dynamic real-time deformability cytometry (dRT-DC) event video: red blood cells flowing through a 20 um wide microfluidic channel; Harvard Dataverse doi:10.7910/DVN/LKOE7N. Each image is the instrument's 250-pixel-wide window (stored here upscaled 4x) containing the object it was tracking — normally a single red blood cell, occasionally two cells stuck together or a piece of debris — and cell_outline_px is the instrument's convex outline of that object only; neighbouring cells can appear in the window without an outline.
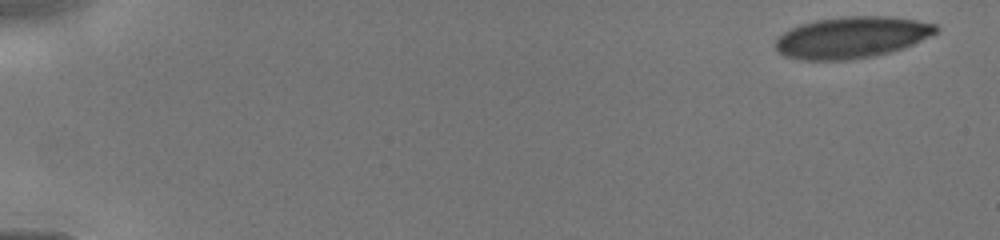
{"species": "human", "species_latin": "Homo sapiens", "temperature_condition": "cold", "stored_images_in_passage": 43, "camera_frame_rate_fps": 3000, "um_per_image_px": 0.085, "donor": {"sex": "male"}, "frame": {"image": 1, "passage_image": 1, "time_ms": 0.0, "image_size_px": [1000, 240], "cell_outline_px": [[940, 28], [936, 32], [904, 48], [892, 52], [872, 56], [848, 60], [800, 60], [784, 56], [776, 52], [776, 40], [784, 32], [800, 24], [816, 20], [848, 16], [892, 16], [916, 20], [936, 24]], "centroid_in_image_um": [72.38, 3.18], "position_along_channel_um": 12.6, "area_um2": 38.78}}
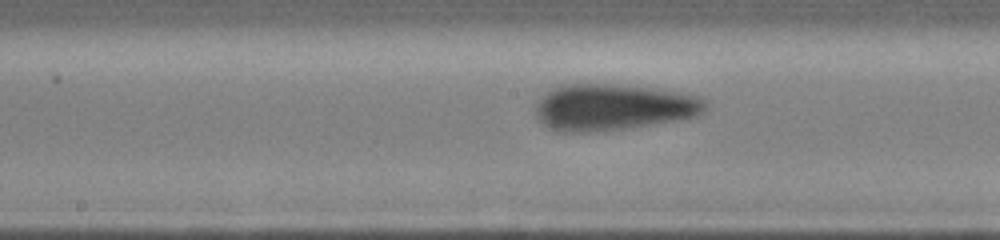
{"frame": {"image": 2, "passage_image": 17, "time_ms": 7.667, "image_size_px": [1000, 240], "cell_outline_px": [[708, 104], [696, 116], [680, 120], [624, 128], [588, 132], [556, 132], [548, 128], [536, 116], [536, 100], [552, 88], [560, 84], [616, 84], [652, 88], [680, 92], [700, 96], [708, 100]], "centroid_in_image_um": [52.1, 9.1], "position_along_channel_um": 196.1, "area_um2": 46.12}}
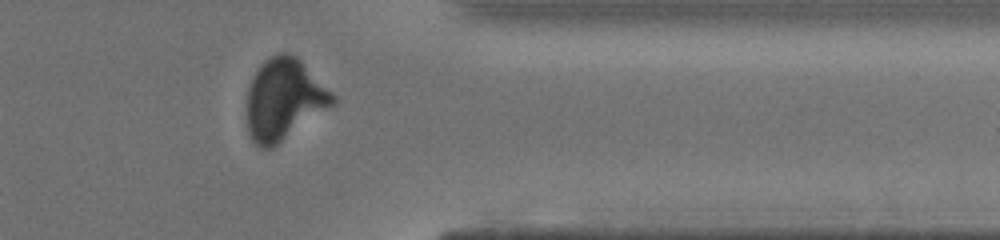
{"frame": {"image": 3, "passage_image": 30, "time_ms": 12.0, "image_size_px": [1000, 240], "cell_outline_px": [[336, 104], [272, 148], [260, 148], [252, 140], [248, 132], [248, 88], [260, 64], [264, 60], [280, 52], [288, 52], [296, 56], [336, 96]], "centroid_in_image_um": [24.16, 8.45], "position_along_channel_um": 387.2, "area_um2": 40.4}}